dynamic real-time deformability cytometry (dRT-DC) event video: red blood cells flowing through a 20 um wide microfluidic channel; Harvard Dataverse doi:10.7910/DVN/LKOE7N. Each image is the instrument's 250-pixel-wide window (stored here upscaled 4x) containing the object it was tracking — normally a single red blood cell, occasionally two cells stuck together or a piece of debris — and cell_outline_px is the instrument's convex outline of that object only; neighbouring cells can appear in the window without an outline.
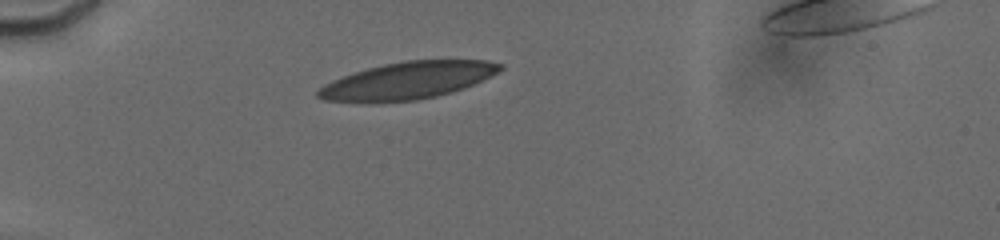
{"species": "human", "species_latin": "Homo sapiens", "temperature_condition": "cold", "stored_images_in_passage": 3, "camera_frame_rate_fps": 3000, "um_per_image_px": 0.085, "donor": {"sex": "male"}, "frame": {"image": 1, "passage_image": 1, "time_ms": 0.0, "image_size_px": [1000, 240], "cell_outline_px": [[504, 68], [464, 88], [436, 96], [416, 100], [324, 100], [316, 96], [316, 92], [324, 84], [332, 80], [368, 68], [384, 64], [404, 60], [488, 60], [504, 64]], "centroid_in_image_um": [34.7, 6.81], "position_along_channel_um": 50.3, "area_um2": 38.21}}
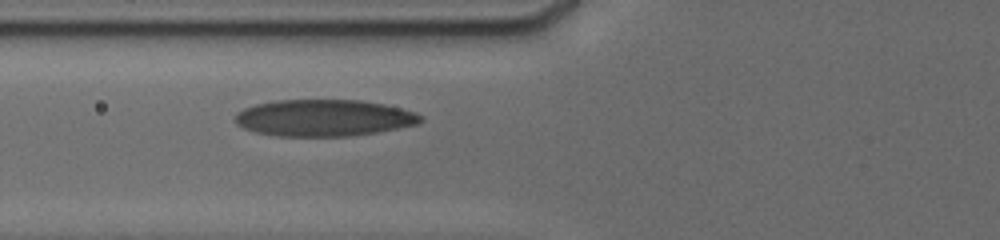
{"frame": {"image": 2, "passage_image": 3, "time_ms": 2.0, "image_size_px": [1000, 240], "cell_outline_px": [[424, 120], [416, 124], [376, 132], [348, 136], [276, 136], [256, 132], [244, 128], [236, 124], [236, 112], [244, 108], [256, 104], [276, 100], [360, 100], [384, 104], [416, 112], [424, 116]], "centroid_in_image_um": [27.53, 10.01], "position_along_channel_um": 98.3, "area_um2": 39.59}}